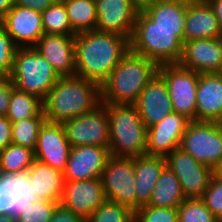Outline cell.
I'll use <instances>...</instances> for the list:
<instances>
[{"mask_svg": "<svg viewBox=\"0 0 222 222\" xmlns=\"http://www.w3.org/2000/svg\"><path fill=\"white\" fill-rule=\"evenodd\" d=\"M130 51V40L115 33L91 30L75 35V76L100 86Z\"/></svg>", "mask_w": 222, "mask_h": 222, "instance_id": "obj_1", "label": "cell"}, {"mask_svg": "<svg viewBox=\"0 0 222 222\" xmlns=\"http://www.w3.org/2000/svg\"><path fill=\"white\" fill-rule=\"evenodd\" d=\"M101 104L99 84L77 76L60 77L43 100V112L46 121L63 123Z\"/></svg>", "mask_w": 222, "mask_h": 222, "instance_id": "obj_2", "label": "cell"}, {"mask_svg": "<svg viewBox=\"0 0 222 222\" xmlns=\"http://www.w3.org/2000/svg\"><path fill=\"white\" fill-rule=\"evenodd\" d=\"M158 72V65L131 50L100 86L102 104H134Z\"/></svg>", "mask_w": 222, "mask_h": 222, "instance_id": "obj_3", "label": "cell"}, {"mask_svg": "<svg viewBox=\"0 0 222 222\" xmlns=\"http://www.w3.org/2000/svg\"><path fill=\"white\" fill-rule=\"evenodd\" d=\"M184 43V29H165L157 26L143 11H138L130 50L154 61L158 66L178 64Z\"/></svg>", "mask_w": 222, "mask_h": 222, "instance_id": "obj_4", "label": "cell"}, {"mask_svg": "<svg viewBox=\"0 0 222 222\" xmlns=\"http://www.w3.org/2000/svg\"><path fill=\"white\" fill-rule=\"evenodd\" d=\"M109 119V151L112 157L145 155L147 127L134 104H103Z\"/></svg>", "mask_w": 222, "mask_h": 222, "instance_id": "obj_5", "label": "cell"}, {"mask_svg": "<svg viewBox=\"0 0 222 222\" xmlns=\"http://www.w3.org/2000/svg\"><path fill=\"white\" fill-rule=\"evenodd\" d=\"M9 78L16 89L44 100L60 76L34 47H19Z\"/></svg>", "mask_w": 222, "mask_h": 222, "instance_id": "obj_6", "label": "cell"}, {"mask_svg": "<svg viewBox=\"0 0 222 222\" xmlns=\"http://www.w3.org/2000/svg\"><path fill=\"white\" fill-rule=\"evenodd\" d=\"M179 148L199 163L214 169L222 159L221 122L190 121Z\"/></svg>", "mask_w": 222, "mask_h": 222, "instance_id": "obj_7", "label": "cell"}, {"mask_svg": "<svg viewBox=\"0 0 222 222\" xmlns=\"http://www.w3.org/2000/svg\"><path fill=\"white\" fill-rule=\"evenodd\" d=\"M158 73L164 78L174 112L196 120V91L199 73L183 68L179 64L158 66Z\"/></svg>", "mask_w": 222, "mask_h": 222, "instance_id": "obj_8", "label": "cell"}, {"mask_svg": "<svg viewBox=\"0 0 222 222\" xmlns=\"http://www.w3.org/2000/svg\"><path fill=\"white\" fill-rule=\"evenodd\" d=\"M105 198L136 211V186L133 158L110 157L102 171Z\"/></svg>", "mask_w": 222, "mask_h": 222, "instance_id": "obj_9", "label": "cell"}, {"mask_svg": "<svg viewBox=\"0 0 222 222\" xmlns=\"http://www.w3.org/2000/svg\"><path fill=\"white\" fill-rule=\"evenodd\" d=\"M62 124L71 147L109 146V119L107 108L103 104L90 113L65 120Z\"/></svg>", "mask_w": 222, "mask_h": 222, "instance_id": "obj_10", "label": "cell"}, {"mask_svg": "<svg viewBox=\"0 0 222 222\" xmlns=\"http://www.w3.org/2000/svg\"><path fill=\"white\" fill-rule=\"evenodd\" d=\"M166 165L179 179L186 198H201L213 176V169L199 163L181 148L165 157Z\"/></svg>", "mask_w": 222, "mask_h": 222, "instance_id": "obj_11", "label": "cell"}, {"mask_svg": "<svg viewBox=\"0 0 222 222\" xmlns=\"http://www.w3.org/2000/svg\"><path fill=\"white\" fill-rule=\"evenodd\" d=\"M190 121L185 115L172 112L162 121L147 128L145 155L166 157L179 148Z\"/></svg>", "mask_w": 222, "mask_h": 222, "instance_id": "obj_12", "label": "cell"}, {"mask_svg": "<svg viewBox=\"0 0 222 222\" xmlns=\"http://www.w3.org/2000/svg\"><path fill=\"white\" fill-rule=\"evenodd\" d=\"M110 157L108 147L93 145L71 147L66 168L63 171L65 181L101 178Z\"/></svg>", "mask_w": 222, "mask_h": 222, "instance_id": "obj_13", "label": "cell"}, {"mask_svg": "<svg viewBox=\"0 0 222 222\" xmlns=\"http://www.w3.org/2000/svg\"><path fill=\"white\" fill-rule=\"evenodd\" d=\"M70 150L63 124L45 121L39 131L35 159L63 172Z\"/></svg>", "mask_w": 222, "mask_h": 222, "instance_id": "obj_14", "label": "cell"}, {"mask_svg": "<svg viewBox=\"0 0 222 222\" xmlns=\"http://www.w3.org/2000/svg\"><path fill=\"white\" fill-rule=\"evenodd\" d=\"M29 181L28 170L17 174L0 173V214H8L16 219L27 206L39 200Z\"/></svg>", "mask_w": 222, "mask_h": 222, "instance_id": "obj_15", "label": "cell"}, {"mask_svg": "<svg viewBox=\"0 0 222 222\" xmlns=\"http://www.w3.org/2000/svg\"><path fill=\"white\" fill-rule=\"evenodd\" d=\"M105 201L101 178L64 182L60 203L85 220Z\"/></svg>", "mask_w": 222, "mask_h": 222, "instance_id": "obj_16", "label": "cell"}, {"mask_svg": "<svg viewBox=\"0 0 222 222\" xmlns=\"http://www.w3.org/2000/svg\"><path fill=\"white\" fill-rule=\"evenodd\" d=\"M178 64L199 74L221 73L222 38H201L184 42Z\"/></svg>", "mask_w": 222, "mask_h": 222, "instance_id": "obj_17", "label": "cell"}, {"mask_svg": "<svg viewBox=\"0 0 222 222\" xmlns=\"http://www.w3.org/2000/svg\"><path fill=\"white\" fill-rule=\"evenodd\" d=\"M96 29L115 33L131 40L138 10L130 0H95Z\"/></svg>", "mask_w": 222, "mask_h": 222, "instance_id": "obj_18", "label": "cell"}, {"mask_svg": "<svg viewBox=\"0 0 222 222\" xmlns=\"http://www.w3.org/2000/svg\"><path fill=\"white\" fill-rule=\"evenodd\" d=\"M0 24L19 47H33L44 35L41 13L30 8L13 5Z\"/></svg>", "mask_w": 222, "mask_h": 222, "instance_id": "obj_19", "label": "cell"}, {"mask_svg": "<svg viewBox=\"0 0 222 222\" xmlns=\"http://www.w3.org/2000/svg\"><path fill=\"white\" fill-rule=\"evenodd\" d=\"M147 128L174 112L164 78L157 72L134 103Z\"/></svg>", "mask_w": 222, "mask_h": 222, "instance_id": "obj_20", "label": "cell"}, {"mask_svg": "<svg viewBox=\"0 0 222 222\" xmlns=\"http://www.w3.org/2000/svg\"><path fill=\"white\" fill-rule=\"evenodd\" d=\"M33 47L60 77L75 76V35L44 34Z\"/></svg>", "mask_w": 222, "mask_h": 222, "instance_id": "obj_21", "label": "cell"}, {"mask_svg": "<svg viewBox=\"0 0 222 222\" xmlns=\"http://www.w3.org/2000/svg\"><path fill=\"white\" fill-rule=\"evenodd\" d=\"M201 38H222V31L209 2L191 0L186 10L184 42Z\"/></svg>", "mask_w": 222, "mask_h": 222, "instance_id": "obj_22", "label": "cell"}, {"mask_svg": "<svg viewBox=\"0 0 222 222\" xmlns=\"http://www.w3.org/2000/svg\"><path fill=\"white\" fill-rule=\"evenodd\" d=\"M196 121H222V72L199 74Z\"/></svg>", "mask_w": 222, "mask_h": 222, "instance_id": "obj_23", "label": "cell"}, {"mask_svg": "<svg viewBox=\"0 0 222 222\" xmlns=\"http://www.w3.org/2000/svg\"><path fill=\"white\" fill-rule=\"evenodd\" d=\"M165 157L143 155L133 158L136 186V210L149 205L152 191L164 167Z\"/></svg>", "mask_w": 222, "mask_h": 222, "instance_id": "obj_24", "label": "cell"}, {"mask_svg": "<svg viewBox=\"0 0 222 222\" xmlns=\"http://www.w3.org/2000/svg\"><path fill=\"white\" fill-rule=\"evenodd\" d=\"M32 190L38 199L60 202L63 195V172L48 164L34 160L28 169Z\"/></svg>", "mask_w": 222, "mask_h": 222, "instance_id": "obj_25", "label": "cell"}, {"mask_svg": "<svg viewBox=\"0 0 222 222\" xmlns=\"http://www.w3.org/2000/svg\"><path fill=\"white\" fill-rule=\"evenodd\" d=\"M188 2L184 0H157L145 8L143 12L161 28L184 29Z\"/></svg>", "mask_w": 222, "mask_h": 222, "instance_id": "obj_26", "label": "cell"}, {"mask_svg": "<svg viewBox=\"0 0 222 222\" xmlns=\"http://www.w3.org/2000/svg\"><path fill=\"white\" fill-rule=\"evenodd\" d=\"M185 199L179 179L166 165L152 191L149 206L178 208Z\"/></svg>", "mask_w": 222, "mask_h": 222, "instance_id": "obj_27", "label": "cell"}, {"mask_svg": "<svg viewBox=\"0 0 222 222\" xmlns=\"http://www.w3.org/2000/svg\"><path fill=\"white\" fill-rule=\"evenodd\" d=\"M67 9L69 22L75 34L96 30L97 8L95 0H61Z\"/></svg>", "mask_w": 222, "mask_h": 222, "instance_id": "obj_28", "label": "cell"}, {"mask_svg": "<svg viewBox=\"0 0 222 222\" xmlns=\"http://www.w3.org/2000/svg\"><path fill=\"white\" fill-rule=\"evenodd\" d=\"M43 111V100L38 96L23 91L12 89L6 117L11 122L21 121L36 117Z\"/></svg>", "mask_w": 222, "mask_h": 222, "instance_id": "obj_29", "label": "cell"}, {"mask_svg": "<svg viewBox=\"0 0 222 222\" xmlns=\"http://www.w3.org/2000/svg\"><path fill=\"white\" fill-rule=\"evenodd\" d=\"M34 160V150L11 143L0 150V173L17 174L27 171Z\"/></svg>", "mask_w": 222, "mask_h": 222, "instance_id": "obj_30", "label": "cell"}, {"mask_svg": "<svg viewBox=\"0 0 222 222\" xmlns=\"http://www.w3.org/2000/svg\"><path fill=\"white\" fill-rule=\"evenodd\" d=\"M41 15L44 34L76 35L72 31L65 4L61 0L47 7Z\"/></svg>", "mask_w": 222, "mask_h": 222, "instance_id": "obj_31", "label": "cell"}, {"mask_svg": "<svg viewBox=\"0 0 222 222\" xmlns=\"http://www.w3.org/2000/svg\"><path fill=\"white\" fill-rule=\"evenodd\" d=\"M45 121L42 111L36 117L12 122V143L35 150L40 128Z\"/></svg>", "mask_w": 222, "mask_h": 222, "instance_id": "obj_32", "label": "cell"}, {"mask_svg": "<svg viewBox=\"0 0 222 222\" xmlns=\"http://www.w3.org/2000/svg\"><path fill=\"white\" fill-rule=\"evenodd\" d=\"M86 222H134V211L127 206L106 200Z\"/></svg>", "mask_w": 222, "mask_h": 222, "instance_id": "obj_33", "label": "cell"}, {"mask_svg": "<svg viewBox=\"0 0 222 222\" xmlns=\"http://www.w3.org/2000/svg\"><path fill=\"white\" fill-rule=\"evenodd\" d=\"M201 198H186L178 207V222H217Z\"/></svg>", "mask_w": 222, "mask_h": 222, "instance_id": "obj_34", "label": "cell"}, {"mask_svg": "<svg viewBox=\"0 0 222 222\" xmlns=\"http://www.w3.org/2000/svg\"><path fill=\"white\" fill-rule=\"evenodd\" d=\"M134 222H178V208L146 205L134 212Z\"/></svg>", "mask_w": 222, "mask_h": 222, "instance_id": "obj_35", "label": "cell"}, {"mask_svg": "<svg viewBox=\"0 0 222 222\" xmlns=\"http://www.w3.org/2000/svg\"><path fill=\"white\" fill-rule=\"evenodd\" d=\"M58 203L60 202L39 199L33 205L27 206L16 218V222H50Z\"/></svg>", "mask_w": 222, "mask_h": 222, "instance_id": "obj_36", "label": "cell"}, {"mask_svg": "<svg viewBox=\"0 0 222 222\" xmlns=\"http://www.w3.org/2000/svg\"><path fill=\"white\" fill-rule=\"evenodd\" d=\"M19 46L0 24V77H9Z\"/></svg>", "mask_w": 222, "mask_h": 222, "instance_id": "obj_37", "label": "cell"}, {"mask_svg": "<svg viewBox=\"0 0 222 222\" xmlns=\"http://www.w3.org/2000/svg\"><path fill=\"white\" fill-rule=\"evenodd\" d=\"M201 199L213 215L218 220H222V178H218L213 174L209 186Z\"/></svg>", "mask_w": 222, "mask_h": 222, "instance_id": "obj_38", "label": "cell"}, {"mask_svg": "<svg viewBox=\"0 0 222 222\" xmlns=\"http://www.w3.org/2000/svg\"><path fill=\"white\" fill-rule=\"evenodd\" d=\"M14 84L9 77H0V116H5L9 107Z\"/></svg>", "mask_w": 222, "mask_h": 222, "instance_id": "obj_39", "label": "cell"}, {"mask_svg": "<svg viewBox=\"0 0 222 222\" xmlns=\"http://www.w3.org/2000/svg\"><path fill=\"white\" fill-rule=\"evenodd\" d=\"M50 222H86V220L80 215L74 214L61 203H58L53 211Z\"/></svg>", "mask_w": 222, "mask_h": 222, "instance_id": "obj_40", "label": "cell"}, {"mask_svg": "<svg viewBox=\"0 0 222 222\" xmlns=\"http://www.w3.org/2000/svg\"><path fill=\"white\" fill-rule=\"evenodd\" d=\"M12 143V122L6 116H0V150Z\"/></svg>", "mask_w": 222, "mask_h": 222, "instance_id": "obj_41", "label": "cell"}, {"mask_svg": "<svg viewBox=\"0 0 222 222\" xmlns=\"http://www.w3.org/2000/svg\"><path fill=\"white\" fill-rule=\"evenodd\" d=\"M57 0H13L14 5L30 8L42 13L47 7L54 4Z\"/></svg>", "mask_w": 222, "mask_h": 222, "instance_id": "obj_42", "label": "cell"}, {"mask_svg": "<svg viewBox=\"0 0 222 222\" xmlns=\"http://www.w3.org/2000/svg\"><path fill=\"white\" fill-rule=\"evenodd\" d=\"M212 6L222 31V0H207Z\"/></svg>", "mask_w": 222, "mask_h": 222, "instance_id": "obj_43", "label": "cell"}, {"mask_svg": "<svg viewBox=\"0 0 222 222\" xmlns=\"http://www.w3.org/2000/svg\"><path fill=\"white\" fill-rule=\"evenodd\" d=\"M157 0H130L131 4L138 10L143 11L145 8L154 4Z\"/></svg>", "mask_w": 222, "mask_h": 222, "instance_id": "obj_44", "label": "cell"}, {"mask_svg": "<svg viewBox=\"0 0 222 222\" xmlns=\"http://www.w3.org/2000/svg\"><path fill=\"white\" fill-rule=\"evenodd\" d=\"M13 5V0H0V20L8 13Z\"/></svg>", "mask_w": 222, "mask_h": 222, "instance_id": "obj_45", "label": "cell"}, {"mask_svg": "<svg viewBox=\"0 0 222 222\" xmlns=\"http://www.w3.org/2000/svg\"><path fill=\"white\" fill-rule=\"evenodd\" d=\"M213 174L218 177L222 178V159L221 161L214 167Z\"/></svg>", "mask_w": 222, "mask_h": 222, "instance_id": "obj_46", "label": "cell"}, {"mask_svg": "<svg viewBox=\"0 0 222 222\" xmlns=\"http://www.w3.org/2000/svg\"><path fill=\"white\" fill-rule=\"evenodd\" d=\"M0 222H16V219L8 214H0Z\"/></svg>", "mask_w": 222, "mask_h": 222, "instance_id": "obj_47", "label": "cell"}]
</instances>
